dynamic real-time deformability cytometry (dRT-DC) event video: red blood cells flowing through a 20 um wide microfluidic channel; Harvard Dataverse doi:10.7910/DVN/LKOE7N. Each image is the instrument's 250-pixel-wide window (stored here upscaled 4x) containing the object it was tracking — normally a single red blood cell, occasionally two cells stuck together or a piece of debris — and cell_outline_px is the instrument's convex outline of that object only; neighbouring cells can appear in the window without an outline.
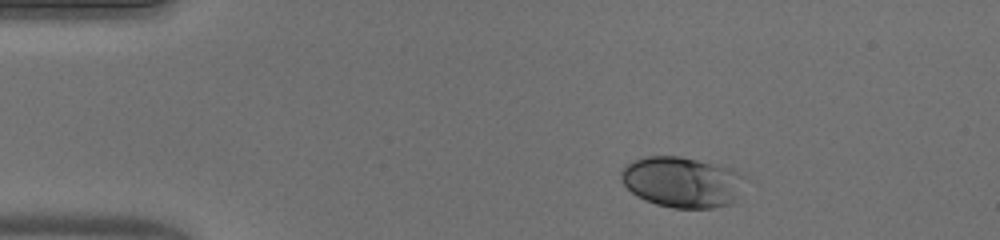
{"species": "human", "species_latin": "Homo sapiens", "temperature_condition": "warm", "stored_images_in_passage": 43, "camera_frame_rate_fps": 3000, "um_per_image_px": 0.085, "donor": {"sex": "male"}, "frame": {"image": 1, "passage_image": 1, "time_ms": 0.0, "image_size_px": [1000, 240], "cell_outline_px": [[744, 176], [732, 200], [728, 204], [712, 208], [672, 208], [656, 204], [632, 192], [620, 180], [620, 172], [632, 160], [644, 156], [680, 156], [732, 168]], "centroid_in_image_um": [57.9, 15.45], "position_along_channel_um": 27.1, "area_um2": 35.89}}
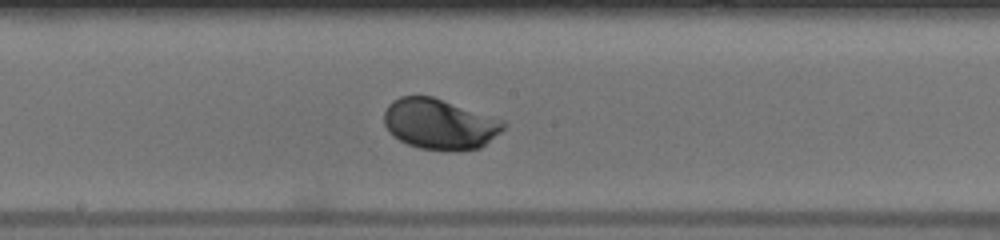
{"frame": {"image": 2, "passage_image": 20, "time_ms": 6.333, "image_size_px": [1000, 240], "cell_outline_px": [[504, 128], [500, 132], [480, 148], [420, 148], [408, 144], [400, 140], [384, 124], [384, 112], [388, 104], [392, 100], [400, 96], [432, 96], [504, 120]], "centroid_in_image_um": [37.35, 10.49], "position_along_channel_um": 210.9, "area_um2": 34.16}}
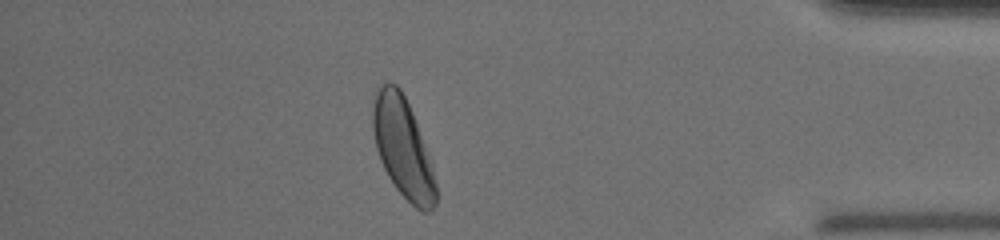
{"frame": {"image": 3, "passage_image": 37, "time_ms": 12.0, "image_size_px": [1000, 240], "cell_outline_px": [[436, 204], [428, 212], [424, 212], [416, 208], [396, 188], [388, 176], [380, 160], [376, 148], [372, 128], [372, 100], [380, 84], [388, 80], [396, 84], [400, 88], [412, 112], [432, 164], [436, 184]], "centroid_in_image_um": [34.22, 12.51], "position_along_channel_um": 401.0, "area_um2": 36.65}, "authors_computed_cell_mechanics": {"area_um2": 34.391, "velocity_mm_per_s": 4.0189, "shape_relaxation_time_tau1_ms": 2.1219, "shape_relaxation_time_tau2_ms": null, "deformation_change_tau1": 0.1276, "deformation_change_tau2": null}}